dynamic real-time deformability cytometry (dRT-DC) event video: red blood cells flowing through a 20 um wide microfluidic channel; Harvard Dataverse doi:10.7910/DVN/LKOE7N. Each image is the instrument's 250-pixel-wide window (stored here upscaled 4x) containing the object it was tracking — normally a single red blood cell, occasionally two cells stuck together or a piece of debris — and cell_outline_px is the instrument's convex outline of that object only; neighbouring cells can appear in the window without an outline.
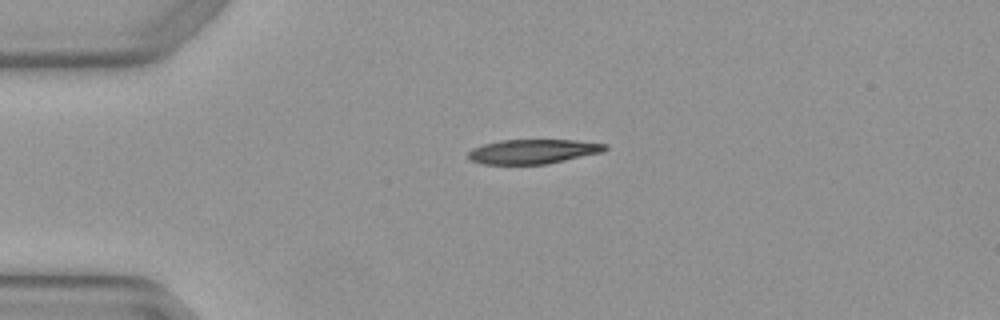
{"species": "Egyptian fruit bat (a non-hibernating species)", "species_latin": "Rousettus aegyptiacus", "temperature_condition": "warm", "stored_images_in_passage": 5, "camera_frame_rate_fps": 3000, "um_per_image_px": 0.085, "animal": {"sex": "female"}, "frame": {"image": 1, "passage_image": 1, "time_ms": 0.0, "image_size_px": [1000, 320], "cell_outline_px": [[608, 148], [604, 152], [548, 164], [484, 164], [472, 160], [468, 156], [468, 152], [472, 148], [484, 144], [500, 140], [576, 140], [608, 144]], "centroid_in_image_um": [45.36, 12.87], "position_along_channel_um": 39.6, "area_um2": 19.59}}
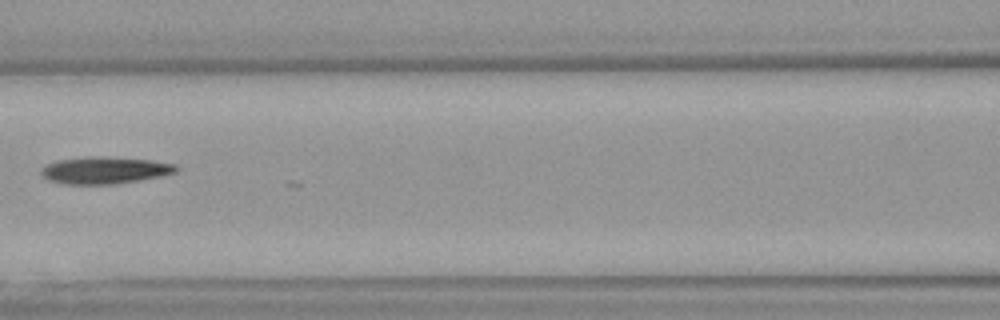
{"frame": {"image": 2, "passage_image": 4, "time_ms": 1.0, "image_size_px": [1000, 320], "cell_outline_px": [[180, 168], [176, 172], [160, 176], [140, 180], [112, 184], [60, 184], [48, 180], [40, 172], [40, 168], [56, 160], [88, 156], [100, 156], [152, 160], [176, 164]], "centroid_in_image_um": [8.89, 14.47], "position_along_channel_um": 157.7, "area_um2": 21.39}}
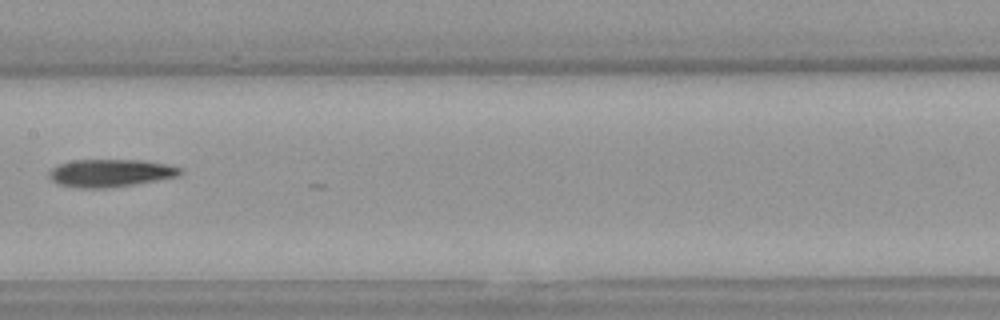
{"frame": {"image": 3, "passage_image": 5, "time_ms": 1.333, "image_size_px": [1000, 320], "cell_outline_px": [[184, 172], [180, 176], [112, 188], [76, 188], [56, 184], [48, 176], [48, 172], [52, 168], [60, 164], [72, 160], [140, 160], [164, 164], [184, 168]], "centroid_in_image_um": [9.39, 14.72], "position_along_channel_um": 198.0, "area_um2": 21.39}}